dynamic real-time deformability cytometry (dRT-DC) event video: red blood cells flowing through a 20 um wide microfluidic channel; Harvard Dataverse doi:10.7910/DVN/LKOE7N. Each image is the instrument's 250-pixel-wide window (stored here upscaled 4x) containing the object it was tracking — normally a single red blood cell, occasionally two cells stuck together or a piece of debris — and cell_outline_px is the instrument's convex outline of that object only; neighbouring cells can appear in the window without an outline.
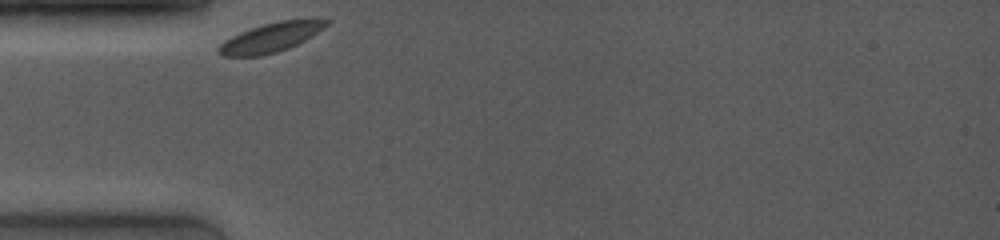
{"species": "common noctule bat (a hibernating species)", "species_latin": "Nyctalus noctula", "temperature_condition": "room temperature", "stored_images_in_passage": 39, "camera_frame_rate_fps": 4000, "um_per_image_px": 0.085, "animal": {"sex": "female", "body_mass_g": 19.0, "forearm_length_mm": 53.3}, "frame": {"image": 1, "passage_image": 1, "time_ms": 0.0, "image_size_px": [1000, 240], "cell_outline_px": [[328, 24], [312, 36], [288, 48], [276, 52], [260, 56], [224, 56], [216, 52], [216, 48], [224, 40], [240, 32], [264, 24], [280, 20], [328, 20]], "centroid_in_image_um": [22.94, 3.21], "position_along_channel_um": 62.1, "area_um2": 17.98}}
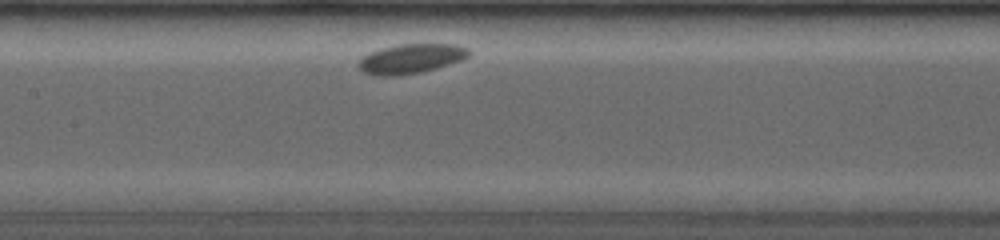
{"frame": {"image": 2, "passage_image": 14, "time_ms": 3.25, "image_size_px": [1000, 240], "cell_outline_px": [[472, 52], [468, 56], [460, 60], [424, 72], [400, 76], [372, 76], [364, 72], [356, 64], [364, 56], [372, 52], [396, 44], [456, 44], [468, 48]], "centroid_in_image_um": [34.93, 5.0], "position_along_channel_um": 172.5, "area_um2": 19.07}}
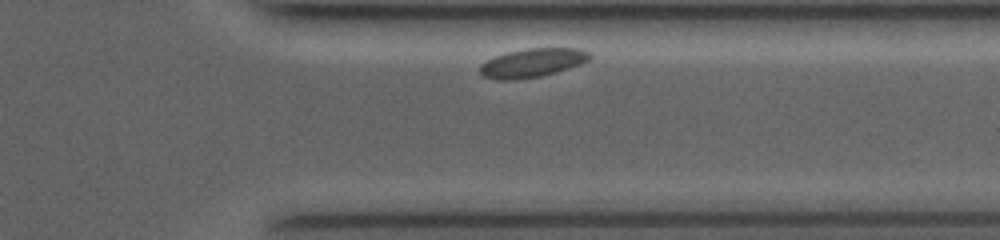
{"frame": {"image": 3, "passage_image": 36, "time_ms": 8.75, "image_size_px": [1000, 240], "cell_outline_px": [[592, 56], [588, 60], [580, 64], [556, 72], [540, 76], [512, 80], [500, 80], [484, 76], [480, 72], [480, 64], [496, 56], [508, 52], [528, 48], [580, 48], [592, 52]], "centroid_in_image_um": [45.29, 5.33], "position_along_channel_um": 366.1, "area_um2": 18.26}, "authors_computed_cell_mechanics": {"area_um2": 18.6116, "velocity_mm_per_s": 3.4754, "shape_relaxation_time_tau1_ms": 0.4212, "shape_relaxation_time_tau2_ms": null, "deformation_change_tau1": 0.0232, "deformation_change_tau2": null}}